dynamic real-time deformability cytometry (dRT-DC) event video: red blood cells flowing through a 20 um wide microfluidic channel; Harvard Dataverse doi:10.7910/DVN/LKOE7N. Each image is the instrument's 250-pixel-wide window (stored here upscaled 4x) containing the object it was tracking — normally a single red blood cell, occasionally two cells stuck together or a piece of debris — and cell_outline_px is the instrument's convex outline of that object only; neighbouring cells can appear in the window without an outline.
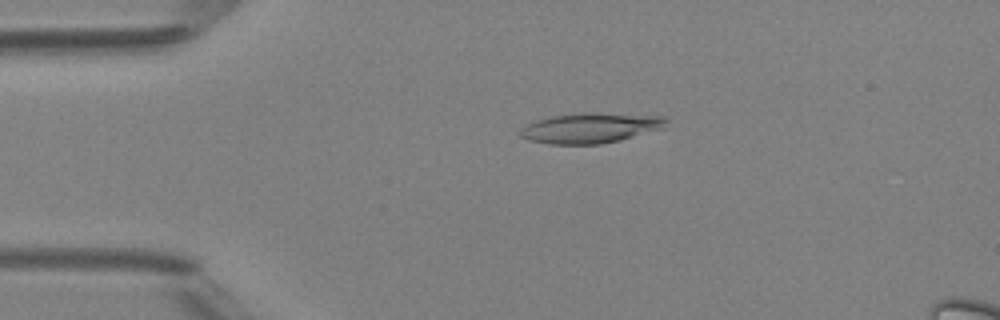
{"species": "Egyptian fruit bat (a non-hibernating species)", "species_latin": "Rousettus aegyptiacus", "temperature_condition": "room temperature", "stored_images_in_passage": 47, "camera_frame_rate_fps": 3000, "um_per_image_px": 0.085, "animal": {"sex": "female"}, "frame": {"image": 1, "passage_image": 9, "time_ms": 2.667, "image_size_px": [1000, 320], "cell_outline_px": [[668, 120], [664, 128], [620, 140], [600, 144], [548, 144], [528, 140], [520, 136], [520, 128], [524, 124], [548, 116], [584, 112], [592, 112], [664, 116]], "centroid_in_image_um": [50.15, 10.87], "position_along_channel_um": 34.8, "area_um2": 26.01}}
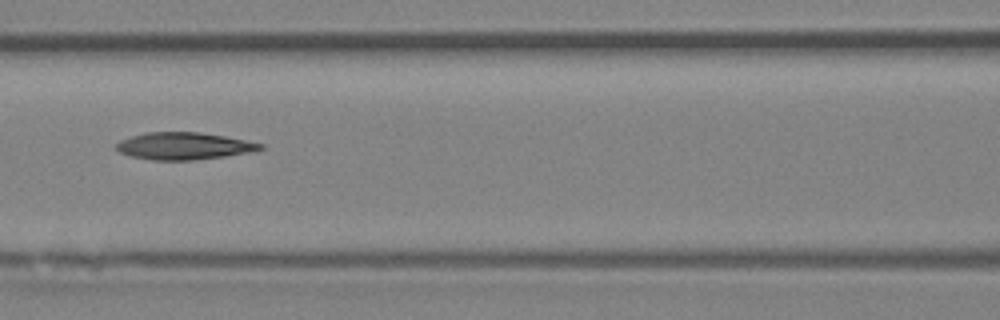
{"frame": {"image": 2, "passage_image": 20, "time_ms": 6.333, "image_size_px": [1000, 320], "cell_outline_px": [[264, 148], [252, 152], [224, 156], [192, 160], [152, 160], [128, 156], [120, 152], [116, 148], [116, 144], [120, 140], [132, 136], [148, 132], [200, 132], [224, 136], [264, 144]], "centroid_in_image_um": [15.62, 12.41], "position_along_channel_um": 151.0, "area_um2": 22.72}}
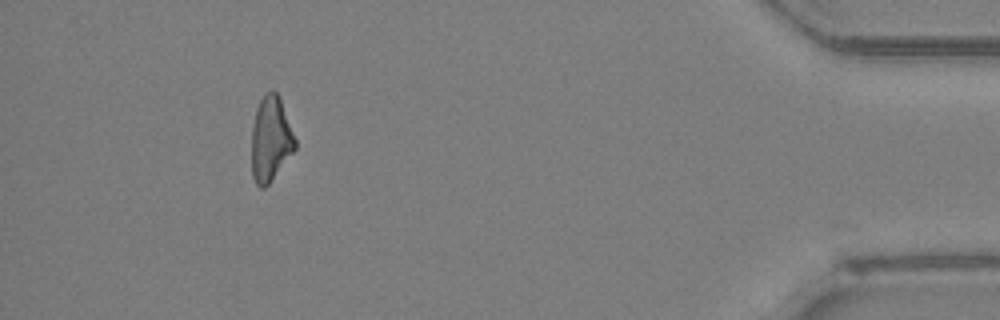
{"frame": {"image": 3, "passage_image": 43, "time_ms": 14.0, "image_size_px": [1000, 320], "cell_outline_px": [[296, 148], [268, 184], [264, 188], [260, 188], [256, 184], [252, 176], [252, 128], [256, 108], [264, 92], [272, 88], [280, 96], [296, 140]], "centroid_in_image_um": [23.0, 11.77], "position_along_channel_um": 412.2, "area_um2": 21.62}, "authors_computed_cell_mechanics": {"area_um2": 22.831, "velocity_mm_per_s": 4.2343, "shape_relaxation_time_tau1_ms": null, "shape_relaxation_time_tau2_ms": 5.3194, "deformation_change_tau1": null, "deformation_change_tau2": 0.1699}}